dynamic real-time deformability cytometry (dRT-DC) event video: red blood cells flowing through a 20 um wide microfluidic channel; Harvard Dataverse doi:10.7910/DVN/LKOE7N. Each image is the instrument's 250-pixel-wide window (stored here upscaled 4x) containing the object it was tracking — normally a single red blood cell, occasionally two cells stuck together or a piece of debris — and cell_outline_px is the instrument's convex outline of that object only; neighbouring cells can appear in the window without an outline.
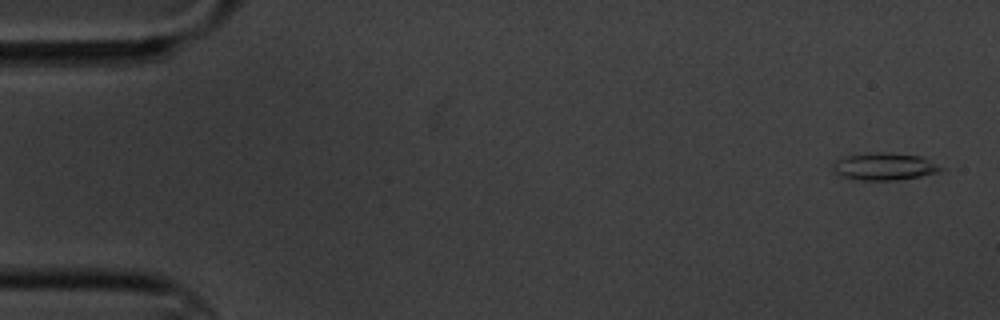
{"species": "common noctule bat (a hibernating species)", "species_latin": "Nyctalus noctula", "temperature_condition": "cold", "stored_images_in_passage": 5, "camera_frame_rate_fps": 3000, "um_per_image_px": 0.085, "animal": {"sex": "male", "body_mass_g": 20.1, "forearm_length_mm": 53.5}, "frame": {"image": 1, "passage_image": 1, "time_ms": 0.0, "image_size_px": [1000, 320], "cell_outline_px": [[948, 168], [940, 172], [920, 176], [896, 180], [860, 180], [840, 176], [832, 168], [832, 160], [848, 156], [876, 152], [920, 156]], "centroid_in_image_um": [75.19, 14.16], "position_along_channel_um": 9.8, "area_um2": 17.17}}